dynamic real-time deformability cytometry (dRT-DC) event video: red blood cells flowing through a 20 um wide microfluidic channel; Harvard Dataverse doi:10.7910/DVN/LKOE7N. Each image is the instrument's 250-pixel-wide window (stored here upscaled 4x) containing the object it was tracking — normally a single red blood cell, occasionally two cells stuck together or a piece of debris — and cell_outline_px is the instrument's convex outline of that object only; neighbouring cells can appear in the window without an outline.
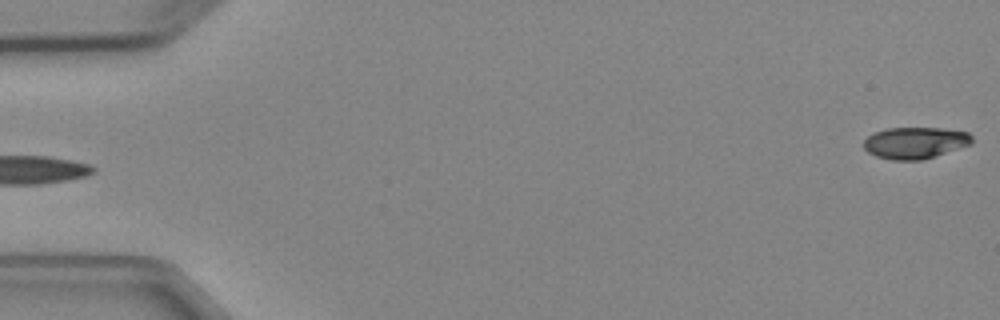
{"species": "Egyptian fruit bat (a non-hibernating species)", "species_latin": "Rousettus aegyptiacus", "temperature_condition": "cold", "stored_images_in_passage": 5, "segment_of_instrument_passage": [2, 2], "camera_frame_rate_fps": 3000, "um_per_image_px": 0.085, "animal": {"sex": "female"}, "frame": {"image": 1, "passage_image": 5, "time_ms": 5.333, "image_size_px": [1000, 320], "cell_outline_px": [[972, 144], [920, 160], [892, 160], [876, 156], [868, 152], [864, 148], [864, 140], [868, 136], [876, 132], [888, 128], [940, 128], [968, 132], [972, 136]], "centroid_in_image_um": [77.78, 12.13], "position_along_channel_um": 7.2, "area_um2": 19.71}}